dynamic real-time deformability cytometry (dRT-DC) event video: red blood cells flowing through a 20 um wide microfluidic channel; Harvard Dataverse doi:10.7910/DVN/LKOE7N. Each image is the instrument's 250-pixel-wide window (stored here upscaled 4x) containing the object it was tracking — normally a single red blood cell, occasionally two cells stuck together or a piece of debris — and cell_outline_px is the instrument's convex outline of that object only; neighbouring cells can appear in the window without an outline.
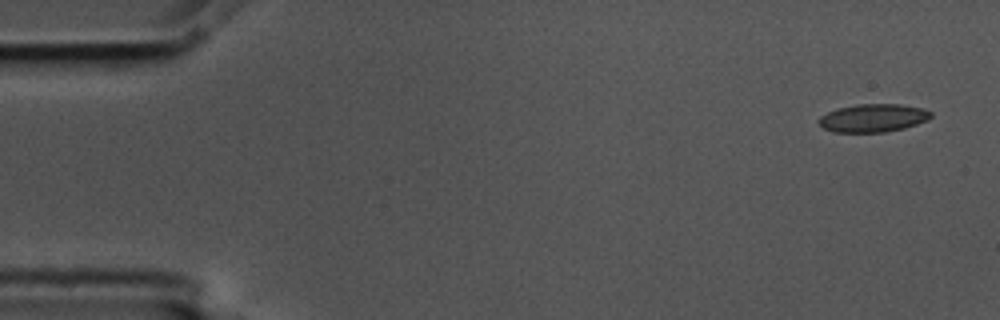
{"species": "common noctule bat (a hibernating species)", "species_latin": "Nyctalus noctula", "temperature_condition": "cold", "stored_images_in_passage": 4, "camera_frame_rate_fps": 3000, "um_per_image_px": 0.085, "animal": {"sex": "male", "body_mass_g": 17.5, "forearm_length_mm": 52.3}, "frame": {"image": 1, "passage_image": 1, "time_ms": 0.0, "image_size_px": [1000, 320], "cell_outline_px": [[932, 116], [928, 120], [904, 128], [884, 132], [832, 132], [824, 128], [816, 120], [820, 116], [828, 112], [840, 108], [856, 104], [900, 104], [924, 108], [932, 112]], "centroid_in_image_um": [74.23, 10.03], "position_along_channel_um": 10.8, "area_um2": 18.38}}
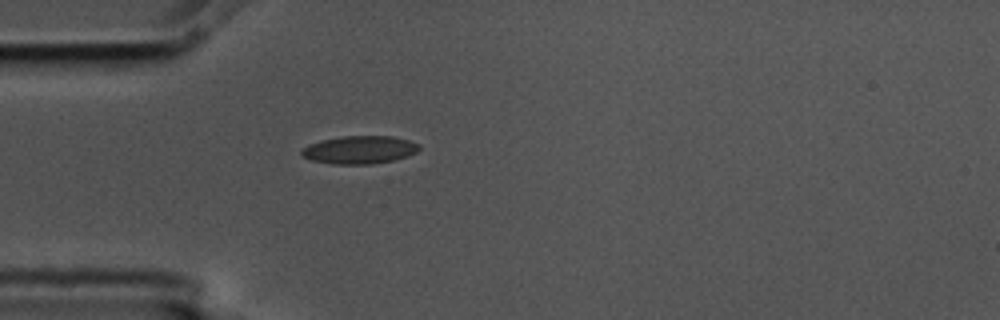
{"frame": {"image": 2, "passage_image": 4, "time_ms": 1.0, "image_size_px": [1000, 320], "cell_outline_px": [[420, 148], [416, 152], [408, 156], [392, 160], [372, 164], [332, 164], [312, 160], [300, 156], [300, 148], [308, 144], [320, 140], [344, 136], [392, 136], [408, 140], [420, 144]], "centroid_in_image_um": [30.51, 12.73], "position_along_channel_um": 54.5, "area_um2": 19.31}}